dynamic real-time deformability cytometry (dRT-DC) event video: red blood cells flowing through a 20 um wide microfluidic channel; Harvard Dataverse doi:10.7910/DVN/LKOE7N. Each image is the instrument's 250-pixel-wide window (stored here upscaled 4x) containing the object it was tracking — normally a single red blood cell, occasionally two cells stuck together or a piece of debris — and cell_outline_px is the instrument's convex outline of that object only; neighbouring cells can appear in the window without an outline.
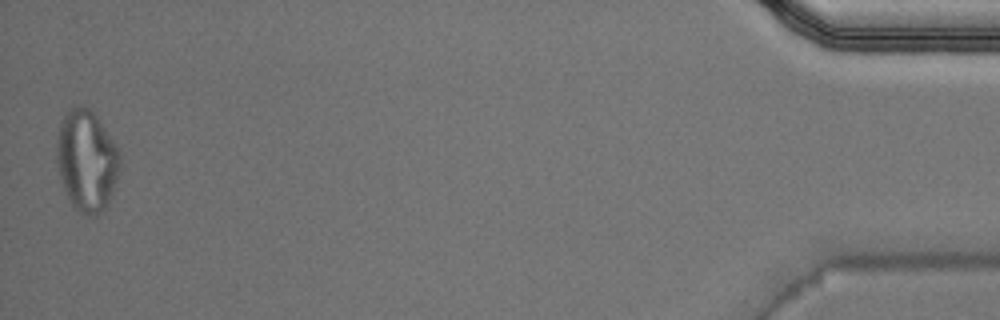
{"species": "Egyptian fruit bat (a non-hibernating species)", "species_latin": "Rousettus aegyptiacus", "temperature_condition": "warm", "stored_images_in_passage": 49, "camera_frame_rate_fps": 3000, "um_per_image_px": 0.085, "animal": {"sex": "male"}, "frame": {"image": 1, "passage_image": 49, "time_ms": 16.0, "image_size_px": [1000, 320], "cell_outline_px": [[120, 168], [108, 204], [96, 216], [88, 216], [80, 212], [72, 204], [64, 188], [60, 176], [56, 160], [56, 144], [60, 124], [64, 116], [76, 104], [80, 104], [88, 108], [96, 116], [120, 148]], "centroid_in_image_um": [7.38, 13.64], "position_along_channel_um": 427.8, "area_um2": 37.28}, "authors_computed_cell_mechanics": {"area_um2": 22.6576, "velocity_mm_per_s": 4.0473, "shape_relaxation_time_tau1_ms": null, "shape_relaxation_time_tau2_ms": 1.8774, "deformation_change_tau1": null, "deformation_change_tau2": 0.12}}